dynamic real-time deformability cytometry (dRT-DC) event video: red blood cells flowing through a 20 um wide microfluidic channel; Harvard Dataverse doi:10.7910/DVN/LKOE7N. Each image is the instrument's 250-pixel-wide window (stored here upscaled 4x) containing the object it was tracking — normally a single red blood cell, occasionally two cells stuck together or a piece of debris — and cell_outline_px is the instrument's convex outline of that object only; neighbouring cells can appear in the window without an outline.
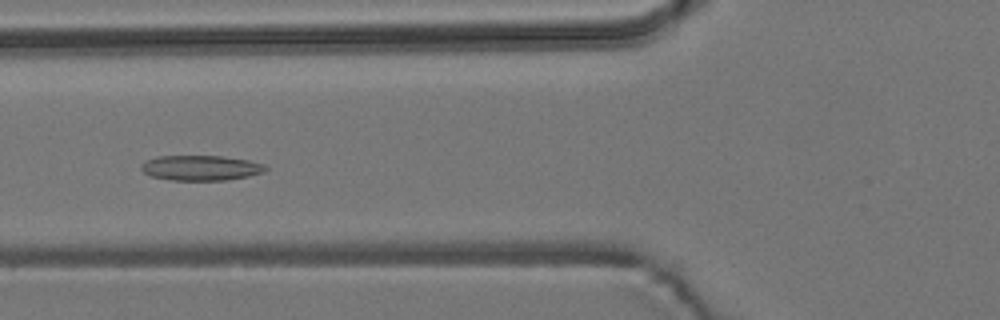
{"species": "common noctule bat (a hibernating species)", "species_latin": "Nyctalus noctula", "temperature_condition": "room temperature", "stored_images_in_passage": 54, "camera_frame_rate_fps": 3000, "um_per_image_px": 0.085, "animal": {"sex": "male", "body_mass_g": 19.2, "forearm_length_mm": 51.8}, "frame": {"image": 1, "passage_image": 21, "time_ms": 6.667, "image_size_px": [1000, 320], "cell_outline_px": [[268, 168], [264, 172], [248, 176], [228, 180], [172, 180], [152, 176], [144, 172], [140, 168], [140, 164], [144, 160], [156, 156], [220, 156], [248, 160], [264, 164]], "centroid_in_image_um": [17.05, 14.26], "position_along_channel_um": 108.8, "area_um2": 18.26}}
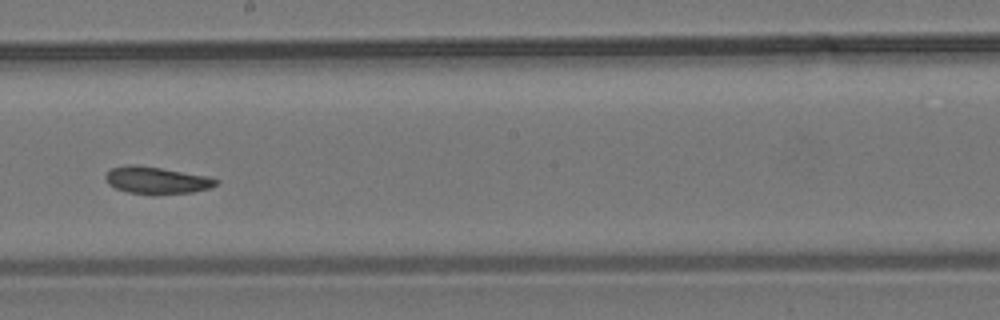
{"frame": {"image": 2, "passage_image": 31, "time_ms": 10.0, "image_size_px": [1000, 320], "cell_outline_px": [[220, 180], [216, 184], [208, 188], [192, 192], [156, 196], [152, 196], [128, 192], [116, 188], [108, 184], [104, 176], [112, 168], [128, 164], [136, 164], [208, 176]], "centroid_in_image_um": [13.29, 15.34], "position_along_channel_um": 234.9, "area_um2": 17.69}}
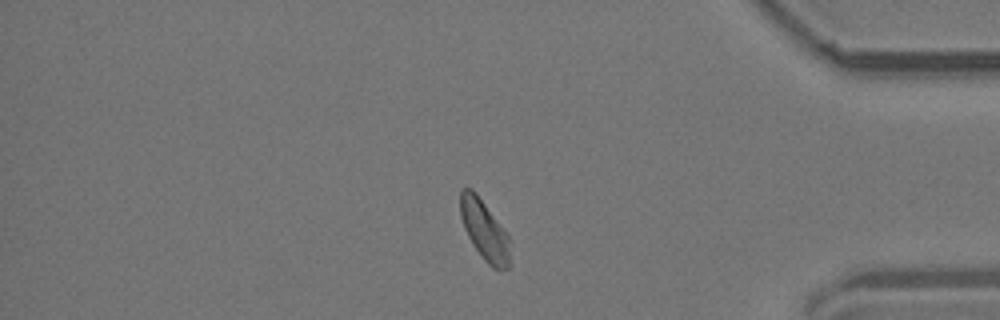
{"frame": {"image": 3, "passage_image": 46, "time_ms": 15.0, "image_size_px": [1000, 320], "cell_outline_px": [[512, 264], [508, 268], [492, 268], [484, 260], [472, 244], [464, 228], [460, 216], [460, 192], [464, 188], [472, 188], [476, 192], [508, 236]], "centroid_in_image_um": [41.17, 19.59], "position_along_channel_um": 394.0, "area_um2": 17.28}, "authors_computed_cell_mechanics": {"area_um2": 18.0914, "velocity_mm_per_s": 3.7804, "shape_relaxation_time_tau1_ms": 6.8156, "shape_relaxation_time_tau2_ms": 10.2658, "deformation_change_tau1": 0.121, "deformation_change_tau2": 0.1689}}